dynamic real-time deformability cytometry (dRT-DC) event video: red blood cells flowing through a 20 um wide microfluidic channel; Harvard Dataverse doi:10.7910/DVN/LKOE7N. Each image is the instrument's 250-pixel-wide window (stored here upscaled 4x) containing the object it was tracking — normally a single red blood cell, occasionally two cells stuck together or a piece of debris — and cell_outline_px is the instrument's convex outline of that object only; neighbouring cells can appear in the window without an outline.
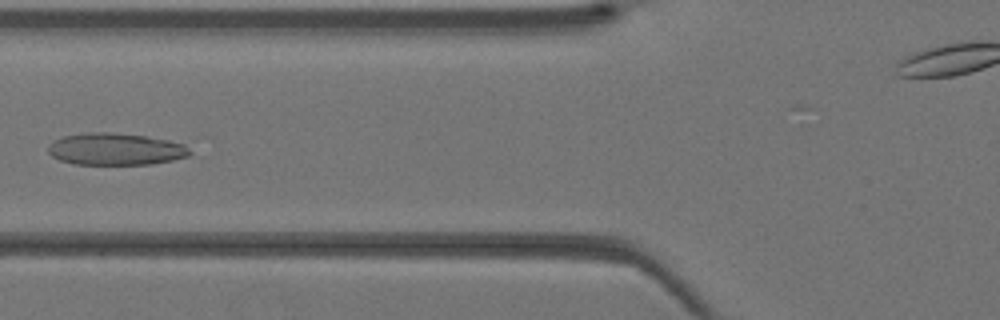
{"species": "Egyptian fruit bat (a non-hibernating species)", "species_latin": "Rousettus aegyptiacus", "temperature_condition": "warm", "stored_images_in_passage": 43, "camera_frame_rate_fps": 3000, "um_per_image_px": 0.085, "animal": {"sex": "female"}, "frame": {"image": 1, "passage_image": 17, "time_ms": 5.333, "image_size_px": [1000, 320], "cell_outline_px": [[192, 152], [188, 156], [172, 160], [152, 164], [76, 164], [60, 160], [52, 156], [48, 152], [48, 144], [64, 136], [84, 132], [112, 132], [144, 136], [168, 140], [184, 144]], "centroid_in_image_um": [9.82, 12.67], "position_along_channel_um": 116.0, "area_um2": 26.36}}
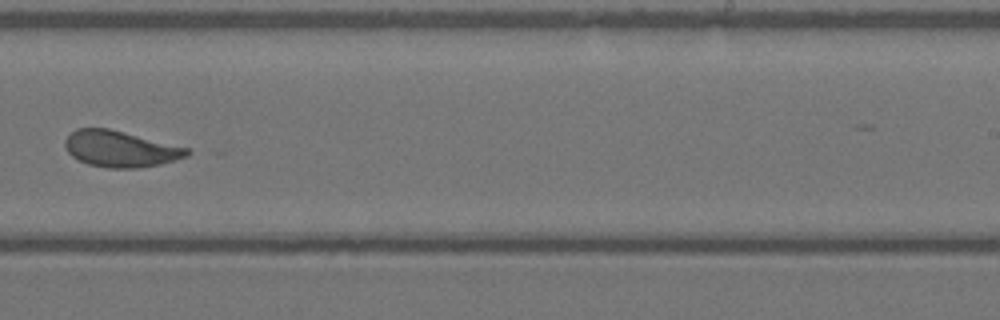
{"frame": {"image": 2, "passage_image": 27, "time_ms": 8.667, "image_size_px": [1000, 320], "cell_outline_px": [[196, 152], [188, 156], [176, 160], [160, 164], [136, 168], [108, 168], [88, 164], [72, 156], [68, 152], [64, 144], [64, 140], [76, 128], [108, 128], [188, 148]], "centroid_in_image_um": [10.26, 12.66], "position_along_channel_um": 278.7, "area_um2": 25.66}}
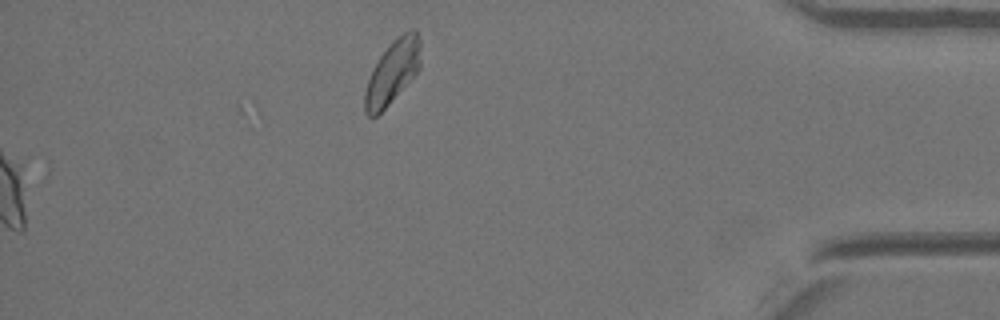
{"frame": {"image": 3, "passage_image": 43, "time_ms": 14.0, "image_size_px": [1000, 320], "cell_outline_px": [[420, 68], [388, 104], [372, 120], [364, 112], [364, 92], [368, 80], [380, 56], [404, 32], [412, 28], [416, 28], [420, 44]], "centroid_in_image_um": [33.35, 6.16], "position_along_channel_um": 401.9, "area_um2": 19.94}}